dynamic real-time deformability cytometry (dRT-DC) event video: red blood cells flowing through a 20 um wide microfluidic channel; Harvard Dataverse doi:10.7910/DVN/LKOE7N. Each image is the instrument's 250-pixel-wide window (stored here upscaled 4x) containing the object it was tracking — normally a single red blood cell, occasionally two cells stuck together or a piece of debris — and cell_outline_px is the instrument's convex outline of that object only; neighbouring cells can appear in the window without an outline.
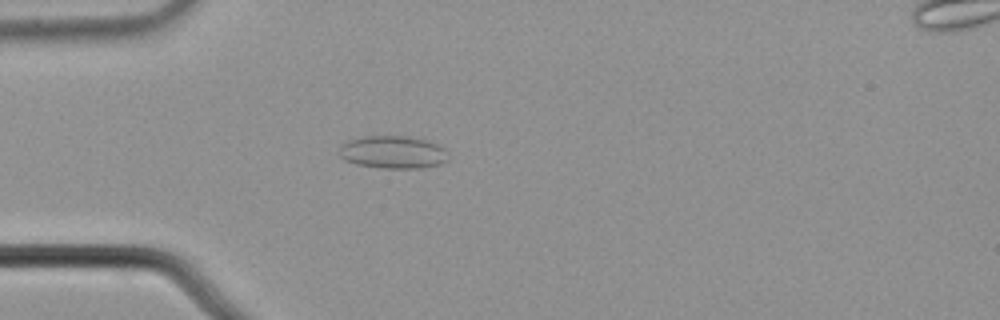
{"species": "common noctule bat (a hibernating species)", "species_latin": "Nyctalus noctula", "temperature_condition": "cold", "stored_images_in_passage": 31, "camera_frame_rate_fps": 3000, "um_per_image_px": 0.085, "animal": {"sex": "male", "body_mass_g": 21.5, "forearm_length_mm": 52.0}, "frame": {"image": 1, "passage_image": 11, "time_ms": 3.333, "image_size_px": [1000, 320], "cell_outline_px": [[448, 160], [440, 164], [424, 168], [380, 168], [356, 164], [344, 160], [340, 156], [340, 144], [348, 140], [364, 136], [408, 136], [428, 140], [444, 148], [448, 152]], "centroid_in_image_um": [33.41, 12.93], "position_along_channel_um": 51.6, "area_um2": 21.04}}
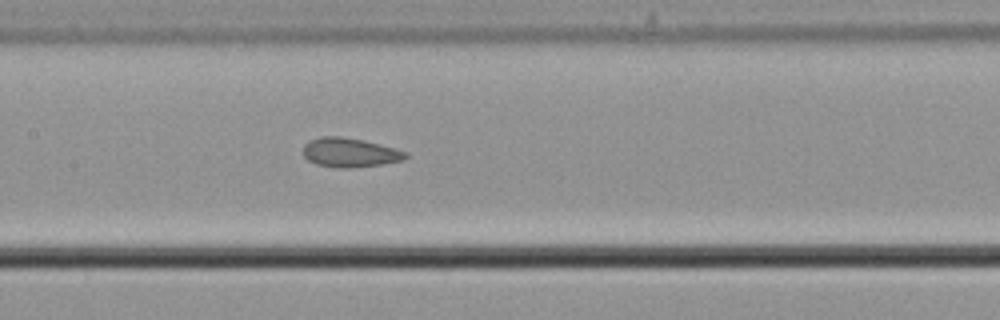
{"frame": {"image": 2, "passage_image": 22, "time_ms": 7.0, "image_size_px": [1000, 320], "cell_outline_px": [[408, 156], [404, 160], [384, 164], [352, 168], [336, 168], [316, 164], [308, 160], [304, 156], [304, 144], [320, 136], [340, 136], [364, 140], [396, 148], [408, 152]], "centroid_in_image_um": [29.77, 12.97], "position_along_channel_um": 177.6, "area_um2": 17.63}}
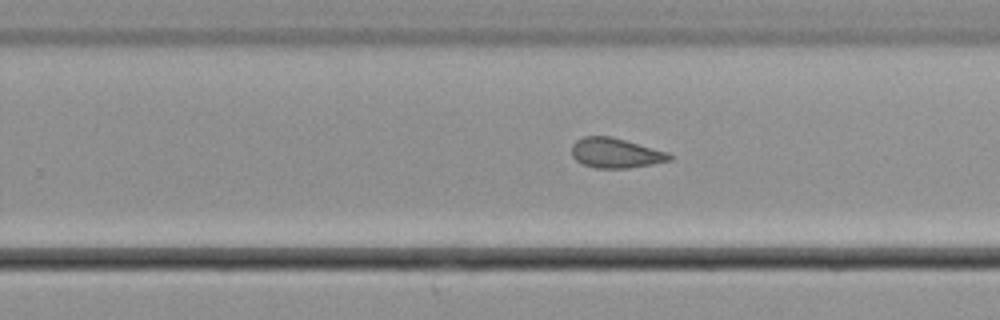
{"frame": {"image": 3, "passage_image": 30, "time_ms": 9.667, "image_size_px": [1000, 320], "cell_outline_px": [[672, 160], [652, 164], [628, 168], [596, 168], [584, 164], [576, 160], [572, 156], [572, 144], [576, 140], [584, 136], [612, 136], [668, 152], [672, 156]], "centroid_in_image_um": [52.33, 13.0], "position_along_channel_um": 277.5, "area_um2": 17.05}}